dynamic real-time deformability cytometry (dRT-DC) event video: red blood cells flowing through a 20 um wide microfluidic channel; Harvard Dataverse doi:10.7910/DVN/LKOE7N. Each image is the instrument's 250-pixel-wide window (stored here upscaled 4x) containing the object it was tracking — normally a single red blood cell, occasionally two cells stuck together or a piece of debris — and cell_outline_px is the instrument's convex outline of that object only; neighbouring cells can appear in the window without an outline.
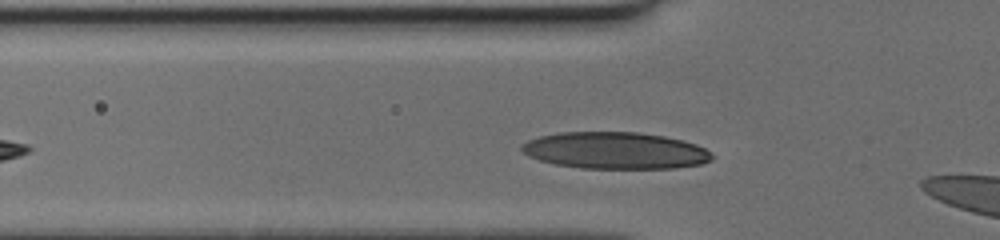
{"species": "human", "species_latin": "Homo sapiens", "temperature_condition": "cold", "stored_images_in_passage": 25, "camera_frame_rate_fps": 3000, "um_per_image_px": 0.085, "donor": {"sex": "female"}, "frame": {"image": 1, "passage_image": 2, "time_ms": 0.333, "image_size_px": [1000, 240], "cell_outline_px": [[712, 160], [700, 164], [672, 168], [580, 168], [556, 164], [540, 160], [528, 156], [520, 148], [520, 144], [528, 140], [540, 136], [560, 132], [636, 132], [664, 136], [696, 144], [712, 152]], "centroid_in_image_um": [52.27, 12.79], "position_along_channel_um": 73.5, "area_um2": 40.69}}
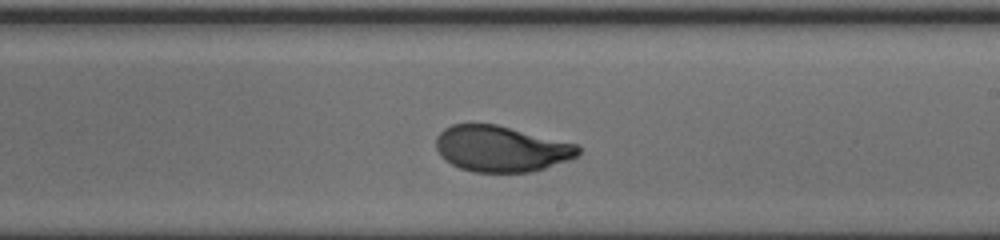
{"frame": {"image": 2, "passage_image": 15, "time_ms": 4.667, "image_size_px": [1000, 240], "cell_outline_px": [[580, 152], [576, 156], [568, 160], [532, 172], [472, 172], [460, 168], [444, 160], [440, 156], [436, 148], [436, 136], [444, 128], [452, 124], [496, 124], [576, 144], [580, 148]], "centroid_in_image_um": [42.55, 12.65], "position_along_channel_um": 246.4, "area_um2": 37.97}}
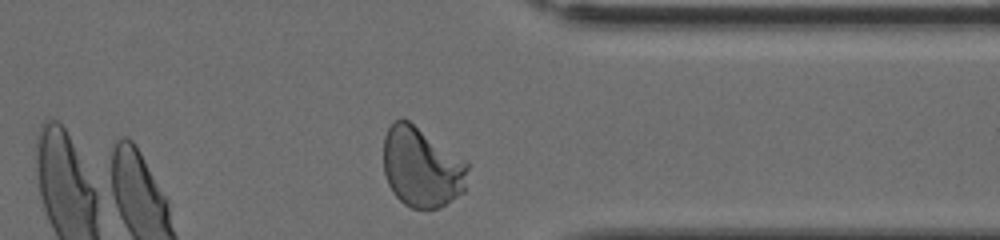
{"frame": {"image": 3, "passage_image": 25, "time_ms": 8.0, "image_size_px": [1000, 240], "cell_outline_px": [[468, 168], [464, 192], [440, 208], [412, 208], [404, 204], [392, 192], [388, 184], [384, 172], [384, 136], [388, 128], [396, 120], [408, 120], [468, 160]], "centroid_in_image_um": [35.87, 14.22], "position_along_channel_um": 375.5, "area_um2": 39.54}}